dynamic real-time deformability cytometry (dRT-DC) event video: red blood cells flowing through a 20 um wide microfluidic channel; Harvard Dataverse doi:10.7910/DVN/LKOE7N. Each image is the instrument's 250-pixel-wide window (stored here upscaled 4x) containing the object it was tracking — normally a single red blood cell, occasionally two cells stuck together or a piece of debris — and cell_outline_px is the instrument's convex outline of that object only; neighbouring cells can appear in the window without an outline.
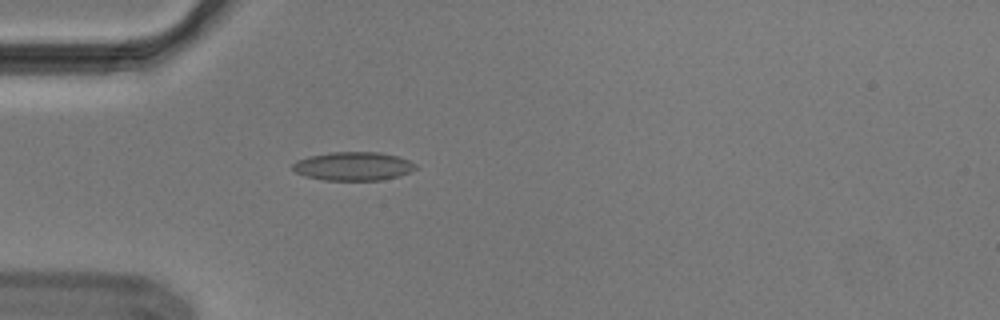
{"species": "Egyptian fruit bat (a non-hibernating species)", "species_latin": "Rousettus aegyptiacus", "temperature_condition": "cold", "stored_images_in_passage": 39, "camera_frame_rate_fps": 3000, "um_per_image_px": 0.085, "animal": {"sex": "male"}, "frame": {"image": 1, "passage_image": 1, "time_ms": 0.0, "image_size_px": [1000, 320], "cell_outline_px": [[416, 168], [412, 172], [380, 180], [324, 180], [304, 176], [296, 172], [292, 168], [292, 164], [296, 160], [308, 156], [332, 152], [380, 152], [396, 156], [408, 160], [416, 164]], "centroid_in_image_um": [30.0, 14.12], "position_along_channel_um": 55.0, "area_um2": 20.46}}
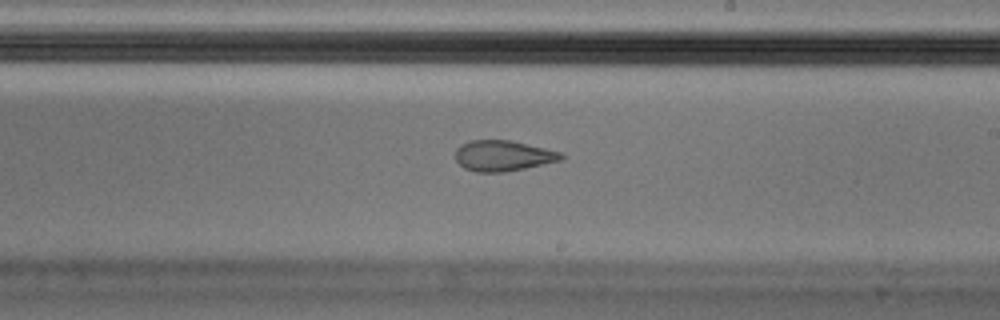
{"frame": {"image": 2, "passage_image": 17, "time_ms": 5.333, "image_size_px": [1000, 320], "cell_outline_px": [[564, 160], [504, 172], [476, 172], [464, 168], [456, 160], [456, 148], [460, 144], [472, 140], [508, 140], [544, 148], [560, 152], [564, 156]], "centroid_in_image_um": [42.74, 13.24], "position_along_channel_um": 246.3, "area_um2": 18.79}}
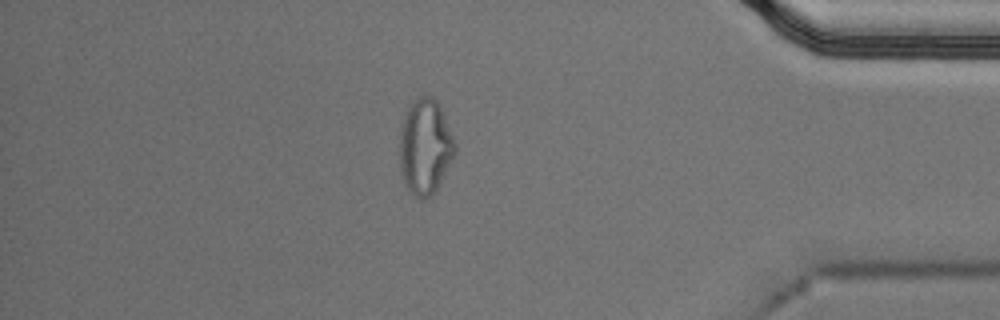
{"frame": {"image": 3, "passage_image": 32, "time_ms": 10.333, "image_size_px": [1000, 320], "cell_outline_px": [[456, 152], [452, 160], [436, 188], [424, 200], [412, 196], [404, 184], [400, 176], [400, 128], [408, 104], [416, 96], [424, 92], [432, 96], [436, 100], [440, 108], [456, 144]], "centroid_in_image_um": [36.09, 12.43], "position_along_channel_um": 399.1, "area_um2": 31.04}, "authors_computed_cell_mechanics": {"area_um2": 19.9988, "velocity_mm_per_s": 3.7008, "shape_relaxation_time_tau1_ms": null, "shape_relaxation_time_tau2_ms": 2.0034, "deformation_change_tau1": null, "deformation_change_tau2": 0.0927}}